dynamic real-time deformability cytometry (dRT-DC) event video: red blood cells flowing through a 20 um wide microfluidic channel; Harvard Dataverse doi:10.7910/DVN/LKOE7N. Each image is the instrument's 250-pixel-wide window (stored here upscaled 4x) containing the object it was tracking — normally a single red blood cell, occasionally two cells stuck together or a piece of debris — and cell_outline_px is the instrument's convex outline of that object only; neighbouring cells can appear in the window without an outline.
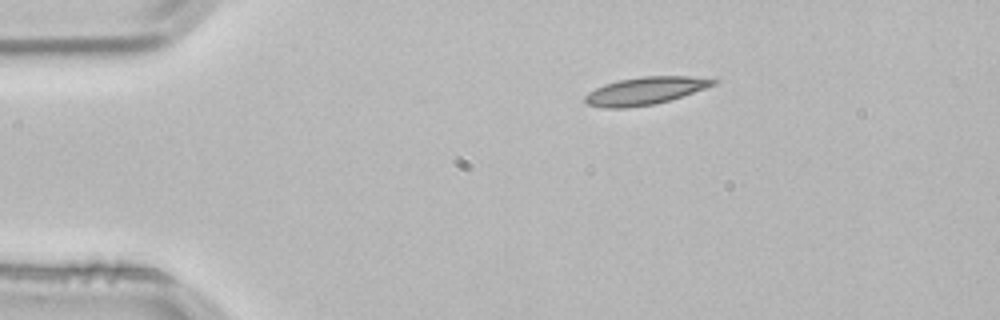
{"species": "common noctule bat (a hibernating species)", "species_latin": "Nyctalus noctula", "temperature_condition": "room temperature", "stored_images_in_passage": 2, "camera_frame_rate_fps": 3000, "um_per_image_px": 0.085, "animal": {"sex": "male", "body_mass_g": 21.5, "forearm_length_mm": 52.0}, "frame": {"image": 1, "passage_image": 1, "time_ms": 0.0, "image_size_px": [1000, 320], "cell_outline_px": [[720, 80], [716, 84], [672, 100], [656, 104], [628, 108], [604, 108], [588, 104], [584, 100], [584, 96], [588, 92], [604, 84], [620, 80], [640, 76], [688, 76]], "centroid_in_image_um": [54.84, 7.73], "position_along_channel_um": 30.2, "area_um2": 20.75}}